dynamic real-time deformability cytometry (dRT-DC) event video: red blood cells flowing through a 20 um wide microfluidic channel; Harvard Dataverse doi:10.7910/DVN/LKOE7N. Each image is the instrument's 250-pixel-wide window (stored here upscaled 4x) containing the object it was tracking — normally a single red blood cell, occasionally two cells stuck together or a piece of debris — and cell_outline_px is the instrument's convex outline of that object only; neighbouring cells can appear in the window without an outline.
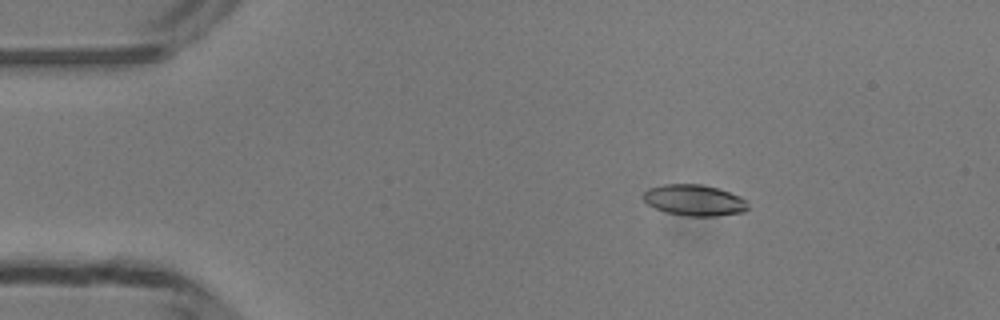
{"species": "common noctule bat (a hibernating species)", "species_latin": "Nyctalus noctula", "temperature_condition": "room temperature", "stored_images_in_passage": 49, "camera_frame_rate_fps": 3000, "um_per_image_px": 0.085, "animal": {"sex": "male", "body_mass_g": 13.3}, "frame": {"image": 1, "passage_image": 8, "time_ms": 2.333, "image_size_px": [1000, 320], "cell_outline_px": [[748, 208], [744, 212], [716, 216], [684, 216], [668, 212], [656, 208], [648, 204], [644, 200], [644, 192], [648, 188], [664, 184], [700, 184], [716, 188], [740, 196], [748, 204]], "centroid_in_image_um": [59.02, 17.02], "position_along_channel_um": 26.0, "area_um2": 18.79}}
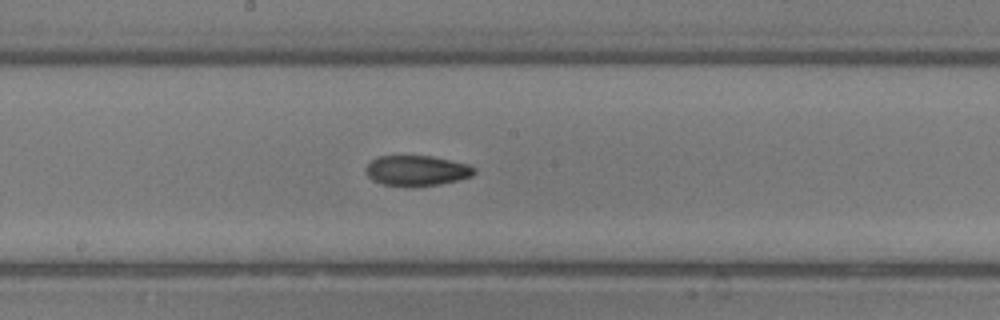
{"frame": {"image": 2, "passage_image": 26, "time_ms": 8.333, "image_size_px": [1000, 320], "cell_outline_px": [[476, 172], [472, 176], [440, 184], [412, 188], [384, 184], [372, 180], [364, 172], [364, 168], [376, 156], [432, 156], [468, 164], [476, 168]], "centroid_in_image_um": [35.4, 14.51], "position_along_channel_um": 212.8, "area_um2": 19.48}}
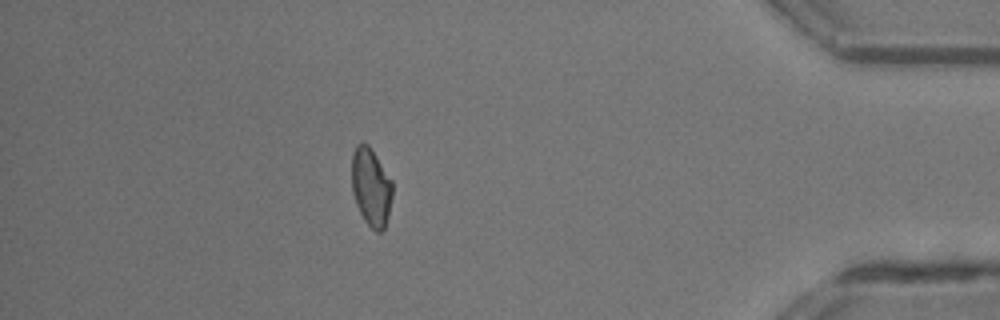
{"frame": {"image": 3, "passage_image": 43, "time_ms": 14.0, "image_size_px": [1000, 320], "cell_outline_px": [[392, 196], [388, 216], [384, 232], [376, 232], [364, 220], [356, 204], [352, 192], [352, 152], [356, 144], [368, 144], [392, 180]], "centroid_in_image_um": [31.54, 15.92], "position_along_channel_um": 403.7, "area_um2": 18.55}, "authors_computed_cell_mechanics": {"area_um2": 18.7272, "velocity_mm_per_s": 4.2147, "shape_relaxation_time_tau1_ms": null, "shape_relaxation_time_tau2_ms": 5.9524, "deformation_change_tau1": null, "deformation_change_tau2": 0.1009}}